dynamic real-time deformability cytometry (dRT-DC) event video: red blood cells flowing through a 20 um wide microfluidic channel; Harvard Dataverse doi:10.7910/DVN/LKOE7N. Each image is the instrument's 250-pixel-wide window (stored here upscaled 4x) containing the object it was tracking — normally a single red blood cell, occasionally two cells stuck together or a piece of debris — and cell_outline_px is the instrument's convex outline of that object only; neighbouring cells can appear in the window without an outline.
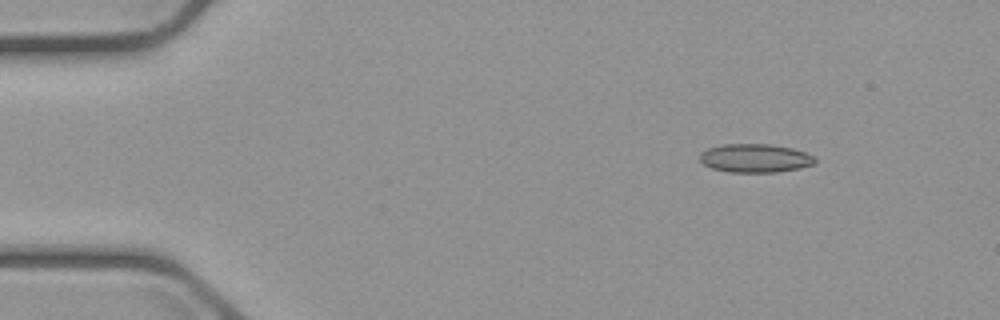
{"species": "common noctule bat (a hibernating species)", "species_latin": "Nyctalus noctula", "temperature_condition": "cold", "stored_images_in_passage": 7, "camera_frame_rate_fps": 3000, "um_per_image_px": 0.085, "animal": {"sex": "male", "body_mass_g": 23.1, "forearm_length_mm": 52.7}, "frame": {"image": 1, "passage_image": 1, "time_ms": 0.0, "image_size_px": [1000, 320], "cell_outline_px": [[816, 160], [812, 164], [800, 168], [780, 172], [728, 172], [712, 168], [704, 164], [700, 160], [700, 152], [708, 148], [724, 144], [772, 144], [792, 148], [804, 152], [812, 156]], "centroid_in_image_um": [64.16, 13.44], "position_along_channel_um": 20.8, "area_um2": 19.13}}
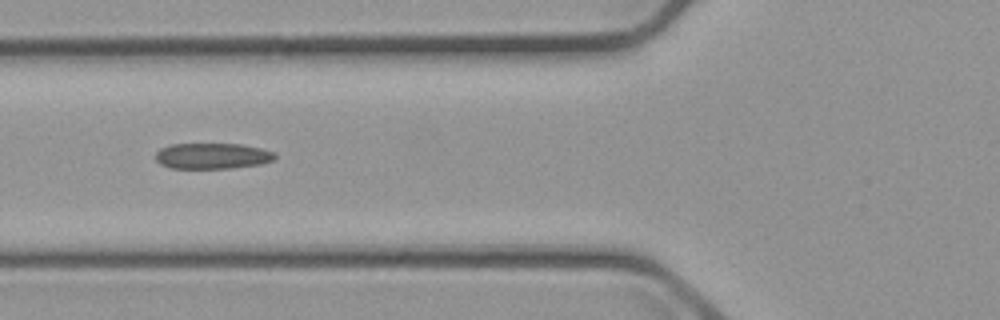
{"frame": {"image": 2, "passage_image": 5, "time_ms": 4.667, "image_size_px": [1000, 320], "cell_outline_px": [[276, 156], [272, 160], [260, 164], [232, 168], [172, 168], [160, 164], [156, 160], [156, 152], [160, 148], [172, 144], [240, 144], [260, 148], [276, 152]], "centroid_in_image_um": [18.04, 13.25], "position_along_channel_um": 107.8, "area_um2": 17.92}}
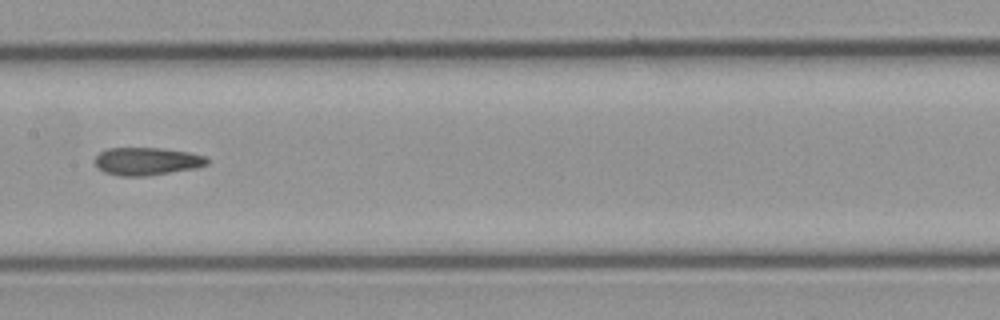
{"frame": {"image": 3, "passage_image": 7, "time_ms": 7.0, "image_size_px": [1000, 320], "cell_outline_px": [[208, 164], [196, 168], [144, 176], [120, 176], [104, 172], [96, 164], [96, 156], [100, 152], [108, 148], [164, 148], [188, 152], [204, 156], [208, 160]], "centroid_in_image_um": [12.49, 13.7], "position_along_channel_um": 194.9, "area_um2": 17.98}}